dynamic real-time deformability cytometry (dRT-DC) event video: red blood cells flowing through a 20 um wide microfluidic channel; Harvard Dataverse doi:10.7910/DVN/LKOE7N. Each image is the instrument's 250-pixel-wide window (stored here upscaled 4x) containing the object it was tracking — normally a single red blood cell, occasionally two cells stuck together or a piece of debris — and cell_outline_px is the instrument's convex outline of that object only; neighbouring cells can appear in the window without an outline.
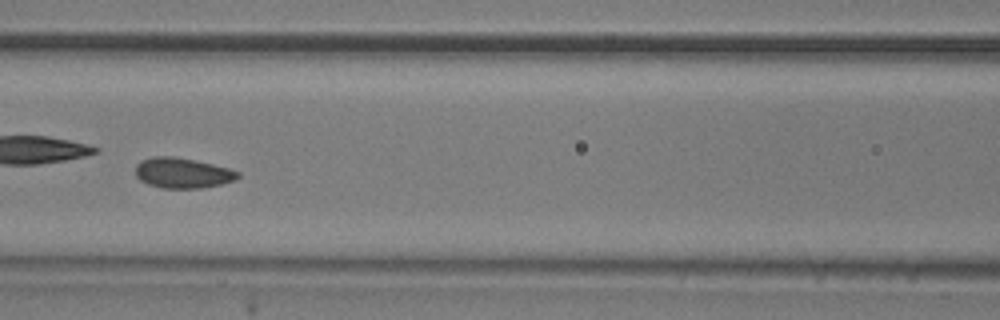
{"species": "common noctule bat (a hibernating species)", "species_latin": "Nyctalus noctula", "temperature_condition": "room temperature", "stored_images_in_passage": 53, "camera_frame_rate_fps": 3000, "um_per_image_px": 0.085, "animal": {"sex": "male", "body_mass_g": 20.5, "forearm_length_mm": 52.5}, "frame": {"image": 1, "passage_image": 23, "time_ms": 7.333, "image_size_px": [1000, 320], "cell_outline_px": [[240, 176], [236, 180], [204, 188], [160, 188], [148, 184], [140, 180], [136, 176], [136, 164], [140, 160], [152, 156], [172, 156], [196, 160], [228, 168], [240, 172]], "centroid_in_image_um": [15.51, 14.7], "position_along_channel_um": 151.1, "area_um2": 18.26}}
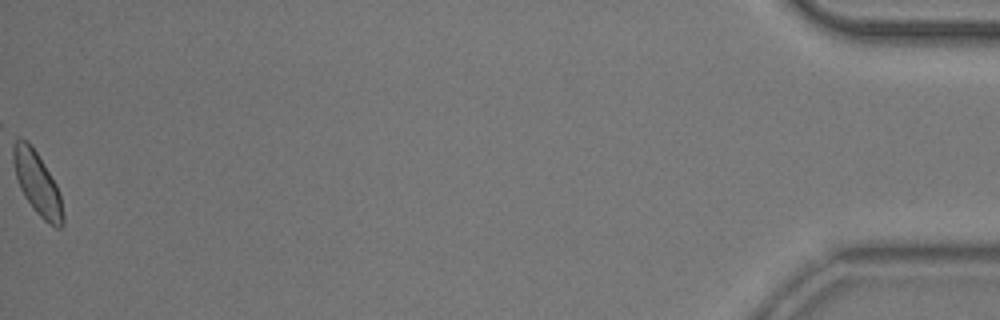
{"frame": {"image": 2, "passage_image": 53, "time_ms": 17.333, "image_size_px": [1000, 320], "cell_outline_px": [[64, 224], [60, 228], [56, 228], [44, 220], [32, 208], [24, 196], [20, 188], [16, 176], [12, 160], [12, 144], [16, 140], [28, 140], [36, 152], [56, 184], [60, 196], [64, 216]], "centroid_in_image_um": [3.16, 15.61], "position_along_channel_um": 432.0, "area_um2": 18.03}, "authors_computed_cell_mechanics": {"area_um2": 18.1492, "velocity_mm_per_s": 3.8158, "shape_relaxation_time_tau1_ms": 3.0844, "shape_relaxation_time_tau2_ms": 5.9004, "deformation_change_tau1": 0.0544, "deformation_change_tau2": 0.0812}}